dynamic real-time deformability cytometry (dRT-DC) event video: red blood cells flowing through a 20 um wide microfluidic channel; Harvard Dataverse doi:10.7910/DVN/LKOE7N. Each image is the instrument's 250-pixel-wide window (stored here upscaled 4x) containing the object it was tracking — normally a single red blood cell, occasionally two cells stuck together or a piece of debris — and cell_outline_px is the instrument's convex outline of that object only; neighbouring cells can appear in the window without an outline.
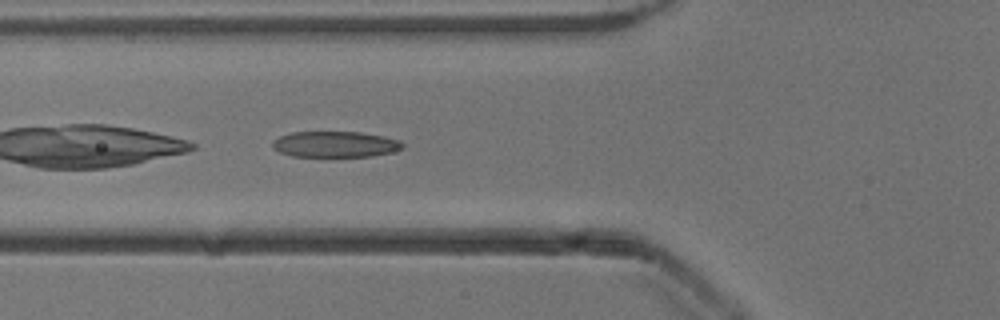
{"species": "common noctule bat (a hibernating species)", "species_latin": "Nyctalus noctula", "temperature_condition": "cold", "stored_images_in_passage": 34, "camera_frame_rate_fps": 3000, "um_per_image_px": 0.085, "animal": {"sex": "male", "body_mass_g": 13.3}, "frame": {"image": 1, "passage_image": 3, "time_ms": 0.667, "image_size_px": [1000, 320], "cell_outline_px": [[404, 148], [392, 152], [372, 156], [292, 156], [280, 152], [272, 148], [272, 144], [280, 136], [292, 132], [360, 132], [384, 136], [400, 140], [404, 144]], "centroid_in_image_um": [28.53, 12.26], "position_along_channel_um": 97.3, "area_um2": 19.59}}
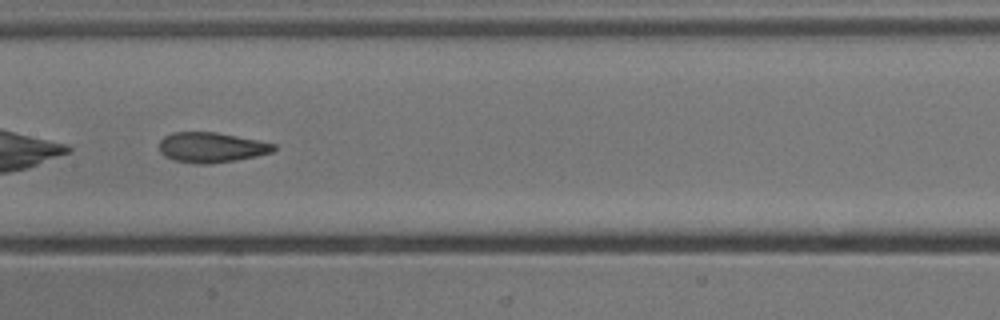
{"frame": {"image": 2, "passage_image": 10, "time_ms": 3.0, "image_size_px": [1000, 320], "cell_outline_px": [[276, 148], [272, 152], [256, 156], [236, 160], [208, 164], [200, 164], [176, 160], [164, 156], [160, 152], [160, 140], [164, 136], [172, 132], [216, 132], [276, 144]], "centroid_in_image_um": [17.95, 12.52], "position_along_channel_um": 189.4, "area_um2": 19.94}}
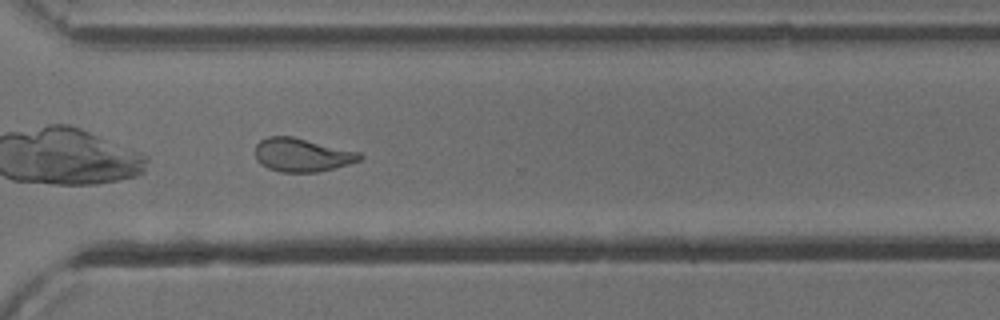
{"frame": {"image": 3, "passage_image": 22, "time_ms": 7.0, "image_size_px": [1000, 320], "cell_outline_px": [[364, 156], [360, 160], [348, 164], [316, 172], [280, 172], [268, 168], [260, 164], [256, 160], [256, 144], [260, 140], [268, 136], [292, 136], [360, 152]], "centroid_in_image_um": [25.65, 13.16], "position_along_channel_um": 344.9, "area_um2": 20.35}, "authors_computed_cell_mechanics": {"area_um2": 20.2589, "velocity_mm_per_s": 3.91, "shape_relaxation_time_tau1_ms": 3.9306, "shape_relaxation_time_tau2_ms": 1.6645, "deformation_change_tau1": 0.1621, "deformation_change_tau2": 0.0946}}